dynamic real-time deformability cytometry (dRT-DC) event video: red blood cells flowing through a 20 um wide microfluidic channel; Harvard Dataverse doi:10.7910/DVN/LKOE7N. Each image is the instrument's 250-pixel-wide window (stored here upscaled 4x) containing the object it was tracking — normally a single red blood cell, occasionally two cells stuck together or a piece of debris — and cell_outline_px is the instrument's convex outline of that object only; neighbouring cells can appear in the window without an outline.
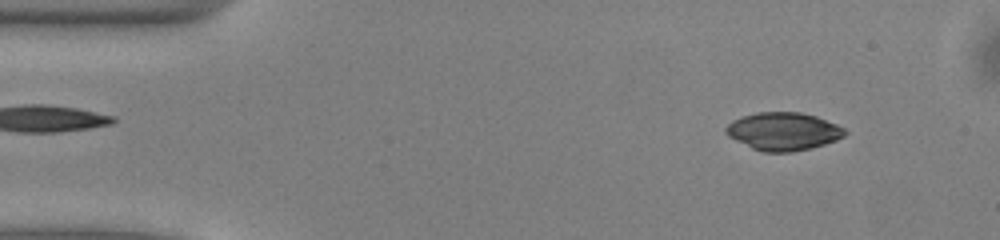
{"species": "common noctule bat (a hibernating species)", "species_latin": "Nyctalus noctula", "temperature_condition": "warm", "stored_images_in_passage": 51, "camera_frame_rate_fps": 3000, "um_per_image_px": 0.085, "animal": {"sex": "male", "body_mass_g": 13.0, "forearm_length_mm": 53.1}, "frame": {"image": 1, "passage_image": 6, "time_ms": 1.667, "image_size_px": [1000, 240], "cell_outline_px": [[848, 132], [844, 136], [836, 140], [812, 148], [792, 152], [760, 152], [728, 136], [724, 132], [724, 128], [732, 120], [740, 116], [756, 112], [800, 112], [816, 116], [836, 124], [844, 128]], "centroid_in_image_um": [66.56, 11.16], "position_along_channel_um": 18.4, "area_um2": 26.47}}
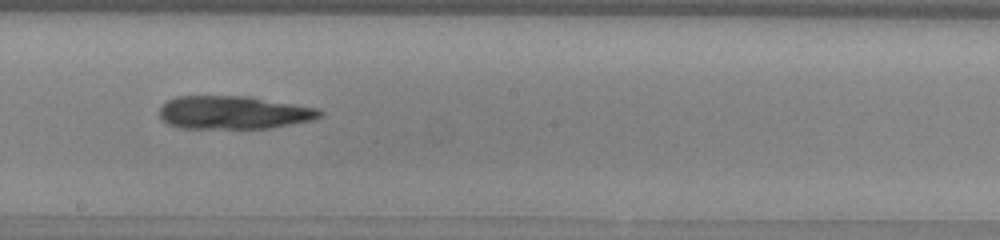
{"frame": {"image": 2, "passage_image": 28, "time_ms": 9.0, "image_size_px": [1000, 240], "cell_outline_px": [[324, 112], [320, 116], [312, 120], [272, 128], [180, 128], [168, 124], [160, 116], [160, 104], [176, 96], [248, 96], [320, 108]], "centroid_in_image_um": [19.87, 9.56], "position_along_channel_um": 228.3, "area_um2": 31.15}}
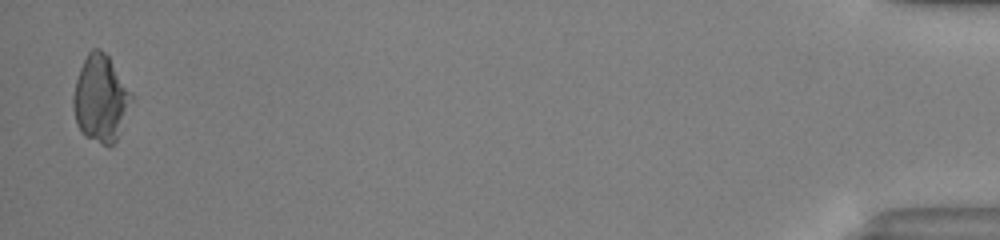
{"frame": {"image": 3, "passage_image": 50, "time_ms": 16.333, "image_size_px": [1000, 240], "cell_outline_px": [[132, 100], [116, 140], [108, 148], [84, 136], [80, 132], [76, 124], [72, 104], [72, 96], [76, 80], [80, 68], [88, 52], [92, 48], [100, 48], [108, 56], [132, 92]], "centroid_in_image_um": [8.53, 8.4], "position_along_channel_um": 426.7, "area_um2": 29.48}, "authors_computed_cell_mechanics": {"area_um2": 29.8248, "velocity_mm_per_s": 4.0481, "shape_relaxation_time_tau1_ms": null, "shape_relaxation_time_tau2_ms": 8.7717, "deformation_change_tau1": null, "deformation_change_tau2": 0.1674}}